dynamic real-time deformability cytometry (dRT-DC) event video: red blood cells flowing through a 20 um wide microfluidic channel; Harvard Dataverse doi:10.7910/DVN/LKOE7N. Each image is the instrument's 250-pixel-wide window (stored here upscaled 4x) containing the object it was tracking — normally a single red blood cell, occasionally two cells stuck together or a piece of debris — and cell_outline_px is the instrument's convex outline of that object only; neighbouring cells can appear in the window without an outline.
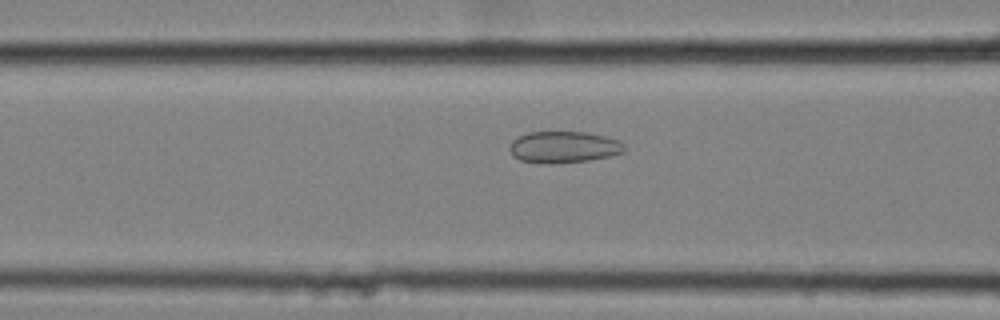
{"species": "common noctule bat (a hibernating species)", "species_latin": "Nyctalus noctula", "temperature_condition": "cold", "stored_images_in_passage": 52, "camera_frame_rate_fps": 3000, "um_per_image_px": 0.085, "animal": {"sex": "female", "body_mass_g": 25.1}, "frame": {"image": 1, "passage_image": 18, "time_ms": 5.667, "image_size_px": [1000, 320], "cell_outline_px": [[624, 152], [608, 156], [588, 160], [556, 164], [548, 164], [520, 160], [512, 156], [508, 148], [512, 140], [516, 136], [528, 132], [584, 132], [604, 136], [620, 140], [624, 144]], "centroid_in_image_um": [47.86, 12.5], "position_along_channel_um": 118.7, "area_um2": 21.27}}
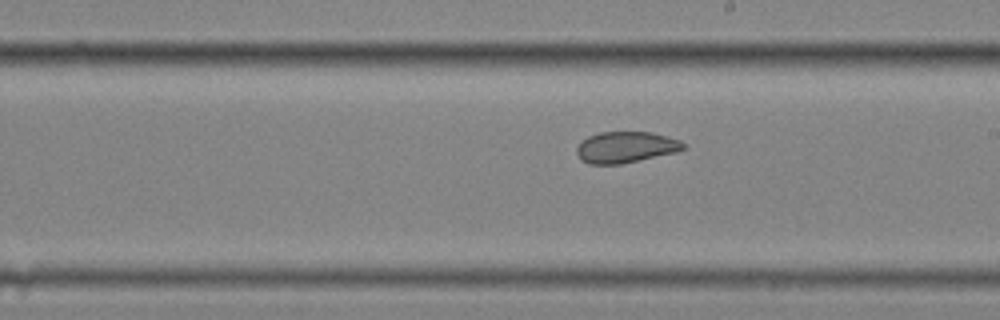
{"frame": {"image": 2, "passage_image": 28, "time_ms": 9.0, "image_size_px": [1000, 320], "cell_outline_px": [[688, 148], [676, 152], [620, 164], [588, 164], [580, 160], [576, 152], [576, 148], [588, 136], [600, 132], [652, 132], [680, 140]], "centroid_in_image_um": [53.19, 12.51], "position_along_channel_um": 235.8, "area_um2": 19.36}}
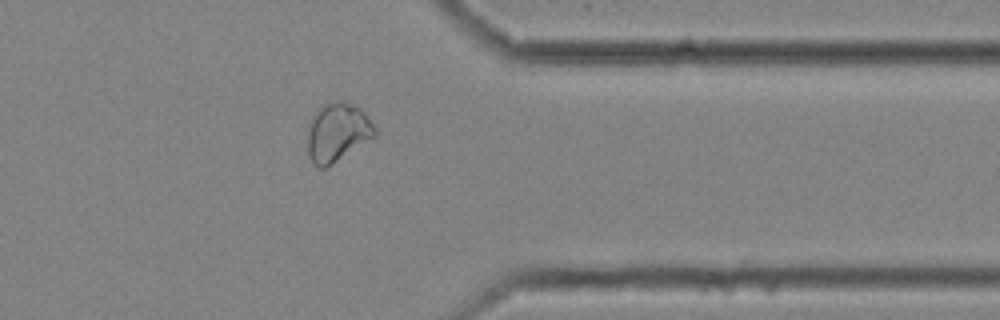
{"frame": {"image": 3, "passage_image": 41, "time_ms": 13.333, "image_size_px": [1000, 320], "cell_outline_px": [[376, 136], [332, 164], [324, 168], [316, 168], [308, 152], [308, 132], [312, 116], [320, 104], [336, 100], [352, 104], [360, 108], [368, 116], [376, 128]], "centroid_in_image_um": [28.69, 11.23], "position_along_channel_um": 382.7, "area_um2": 23.06}, "authors_computed_cell_mechanics": {"area_um2": 23.3512, "velocity_mm_per_s": 3.5188, "shape_relaxation_time_tau1_ms": null, "shape_relaxation_time_tau2_ms": 1.3461, "deformation_change_tau1": null, "deformation_change_tau2": 0.072}}